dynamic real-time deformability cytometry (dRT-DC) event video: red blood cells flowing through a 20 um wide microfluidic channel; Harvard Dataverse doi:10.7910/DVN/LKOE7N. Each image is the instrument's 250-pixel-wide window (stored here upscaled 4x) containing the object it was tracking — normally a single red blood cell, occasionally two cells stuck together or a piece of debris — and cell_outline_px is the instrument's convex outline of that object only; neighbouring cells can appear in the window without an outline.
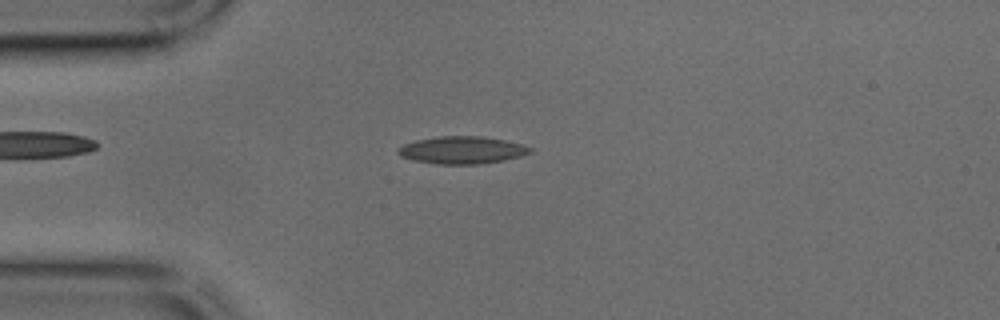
{"species": "common noctule bat (a hibernating species)", "species_latin": "Nyctalus noctula", "temperature_condition": "cold", "stored_images_in_passage": 43, "camera_frame_rate_fps": 3000, "um_per_image_px": 0.085, "animal": {"sex": "male", "body_mass_g": 17.9, "forearm_length_mm": 54.2}, "frame": {"image": 1, "passage_image": 10, "time_ms": 3.0, "image_size_px": [1000, 320], "cell_outline_px": [[532, 152], [520, 156], [504, 160], [476, 164], [436, 164], [412, 160], [400, 156], [396, 152], [396, 148], [404, 144], [416, 140], [440, 136], [484, 136], [504, 140], [520, 144], [532, 148]], "centroid_in_image_um": [39.22, 12.75], "position_along_channel_um": 45.8, "area_um2": 21.1}}
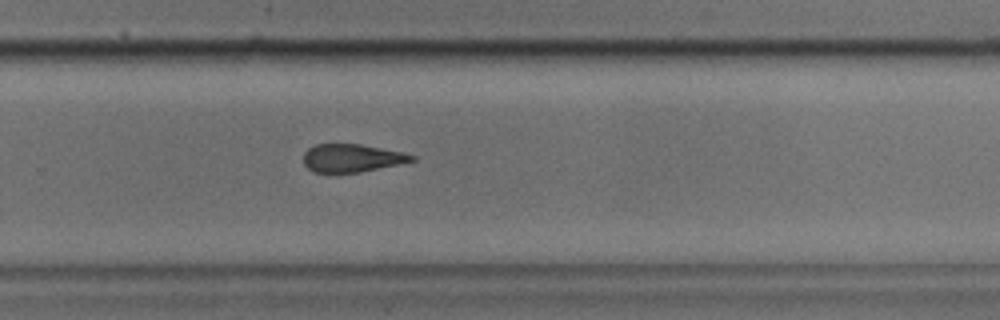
{"frame": {"image": 2, "passage_image": 28, "time_ms": 9.0, "image_size_px": [1000, 320], "cell_outline_px": [[416, 160], [400, 164], [360, 172], [312, 172], [304, 164], [304, 152], [308, 148], [316, 144], [360, 144], [404, 152], [416, 156]], "centroid_in_image_um": [29.92, 13.43], "position_along_channel_um": 299.9, "area_um2": 17.69}}
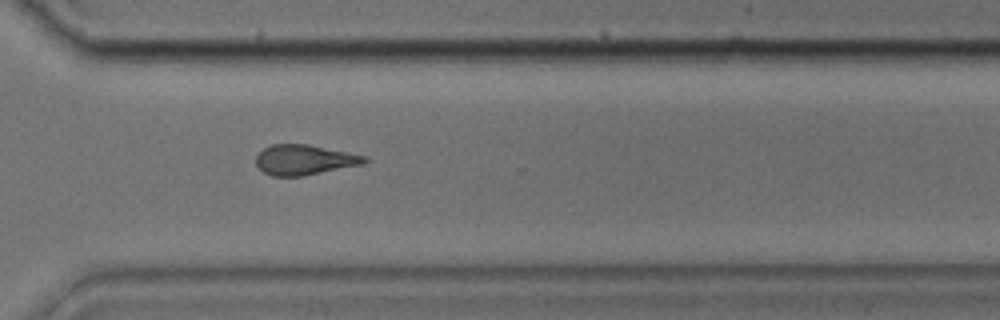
{"frame": {"image": 3, "passage_image": 31, "time_ms": 10.0, "image_size_px": [1000, 320], "cell_outline_px": [[368, 160], [364, 164], [304, 176], [272, 176], [264, 172], [256, 164], [256, 156], [264, 148], [272, 144], [308, 144], [364, 156]], "centroid_in_image_um": [25.85, 13.59], "position_along_channel_um": 344.7, "area_um2": 18.9}}